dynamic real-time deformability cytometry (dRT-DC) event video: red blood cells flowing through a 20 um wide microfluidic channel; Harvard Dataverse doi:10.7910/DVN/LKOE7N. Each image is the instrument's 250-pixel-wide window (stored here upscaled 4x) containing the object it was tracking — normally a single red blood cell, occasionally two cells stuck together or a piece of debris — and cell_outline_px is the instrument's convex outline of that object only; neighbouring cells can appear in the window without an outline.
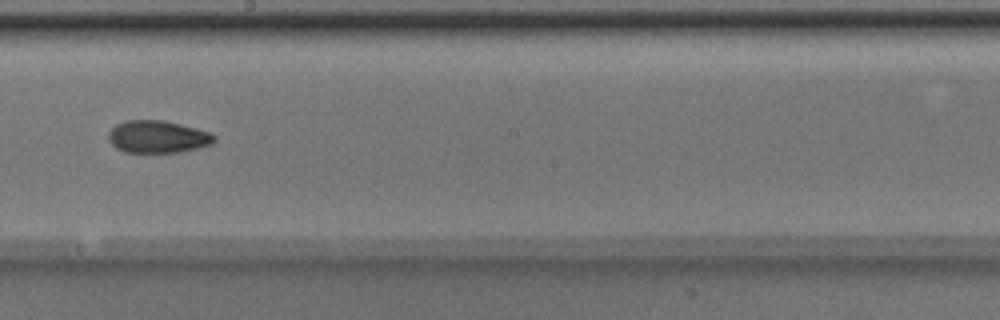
{"species": "Egyptian fruit bat (a non-hibernating species)", "species_latin": "Rousettus aegyptiacus", "temperature_condition": "room temperature", "stored_images_in_passage": 9, "camera_frame_rate_fps": 3000, "um_per_image_px": 0.085, "animal": {"sex": "male"}, "frame": {"image": 1, "passage_image": 9, "time_ms": 2.667, "image_size_px": [1000, 320], "cell_outline_px": [[216, 140], [212, 144], [180, 152], [124, 152], [116, 148], [108, 140], [108, 132], [116, 124], [128, 120], [164, 120], [212, 132], [216, 136]], "centroid_in_image_um": [13.41, 11.62], "position_along_channel_um": 234.8, "area_um2": 20.06}}